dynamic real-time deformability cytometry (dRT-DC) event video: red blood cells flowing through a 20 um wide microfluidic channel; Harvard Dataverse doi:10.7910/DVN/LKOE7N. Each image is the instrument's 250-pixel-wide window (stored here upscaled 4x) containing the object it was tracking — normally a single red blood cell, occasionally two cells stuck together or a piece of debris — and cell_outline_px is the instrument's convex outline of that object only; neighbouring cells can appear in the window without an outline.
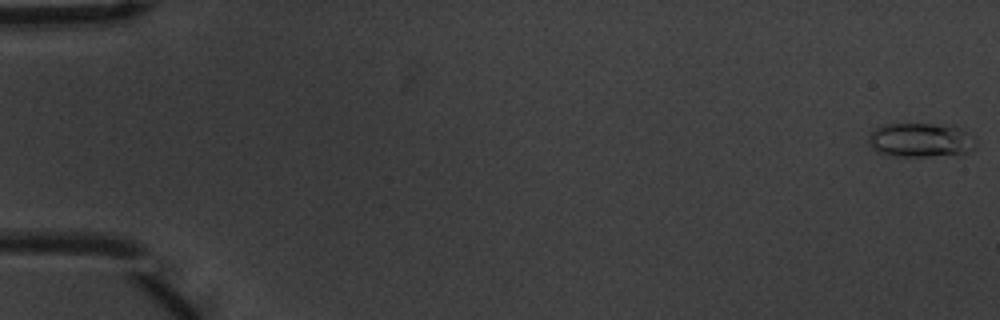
{"species": "common noctule bat (a hibernating species)", "species_latin": "Nyctalus noctula", "temperature_condition": "warm", "stored_images_in_passage": 6, "camera_frame_rate_fps": 3000, "um_per_image_px": 0.085, "animal": {"sex": "male", "body_mass_g": 20.1, "forearm_length_mm": 53.5}, "frame": {"image": 1, "passage_image": 1, "time_ms": 0.0, "image_size_px": [1000, 320], "cell_outline_px": [[976, 144], [968, 152], [928, 156], [892, 156], [876, 152], [868, 144], [868, 136], [876, 128], [888, 124], [932, 124], [964, 128], [968, 132]], "centroid_in_image_um": [78.2, 11.9], "position_along_channel_um": 6.8, "area_um2": 21.15}}